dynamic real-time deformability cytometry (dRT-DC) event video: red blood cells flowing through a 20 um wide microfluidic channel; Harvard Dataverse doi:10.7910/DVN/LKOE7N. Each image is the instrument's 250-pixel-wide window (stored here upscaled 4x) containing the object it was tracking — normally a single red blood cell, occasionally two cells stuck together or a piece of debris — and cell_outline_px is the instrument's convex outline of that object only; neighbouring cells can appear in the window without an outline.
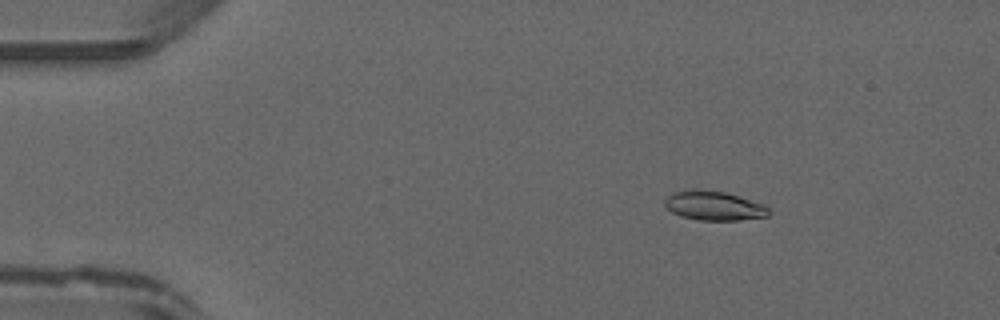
{"species": "common noctule bat (a hibernating species)", "species_latin": "Nyctalus noctula", "temperature_condition": "warm", "stored_images_in_passage": 47, "camera_frame_rate_fps": 3000, "um_per_image_px": 0.085, "animal": {"sex": "male", "forearm_length_mm": 52.5}, "frame": {"image": 1, "passage_image": 7, "time_ms": 2.0, "image_size_px": [1000, 320], "cell_outline_px": [[768, 216], [740, 220], [696, 220], [680, 216], [672, 212], [664, 204], [664, 200], [672, 192], [692, 188], [696, 188], [724, 192], [764, 204], [768, 208]], "centroid_in_image_um": [60.63, 17.48], "position_along_channel_um": 24.4, "area_um2": 17.8}}
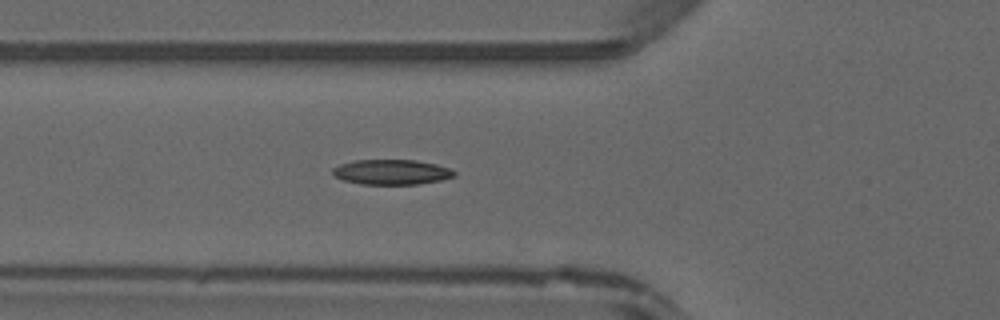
{"frame": {"image": 2, "passage_image": 17, "time_ms": 5.333, "image_size_px": [1000, 320], "cell_outline_px": [[456, 176], [440, 180], [416, 184], [360, 184], [344, 180], [336, 176], [332, 172], [332, 168], [340, 164], [356, 160], [416, 160], [436, 164], [448, 168], [456, 172]], "centroid_in_image_um": [33.29, 14.62], "position_along_channel_um": 92.5, "area_um2": 17.63}}
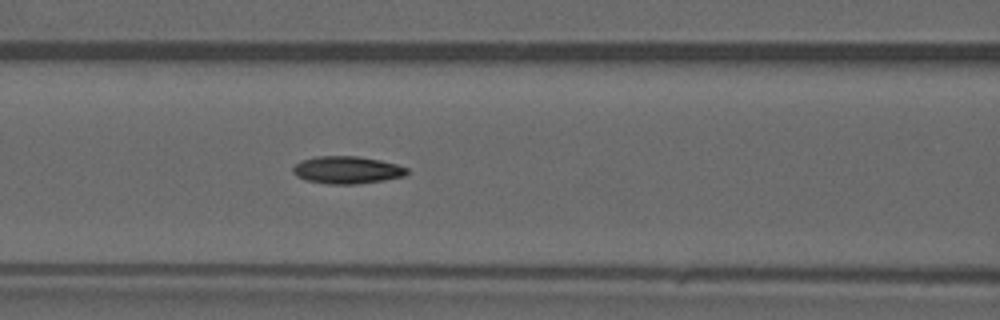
{"frame": {"image": 3, "passage_image": 20, "time_ms": 6.333, "image_size_px": [1000, 320], "cell_outline_px": [[408, 172], [404, 176], [384, 180], [356, 184], [328, 184], [304, 180], [296, 176], [292, 172], [292, 168], [300, 160], [316, 156], [356, 156], [380, 160], [396, 164], [408, 168]], "centroid_in_image_um": [29.46, 14.45], "position_along_channel_um": 137.1, "area_um2": 18.32}}